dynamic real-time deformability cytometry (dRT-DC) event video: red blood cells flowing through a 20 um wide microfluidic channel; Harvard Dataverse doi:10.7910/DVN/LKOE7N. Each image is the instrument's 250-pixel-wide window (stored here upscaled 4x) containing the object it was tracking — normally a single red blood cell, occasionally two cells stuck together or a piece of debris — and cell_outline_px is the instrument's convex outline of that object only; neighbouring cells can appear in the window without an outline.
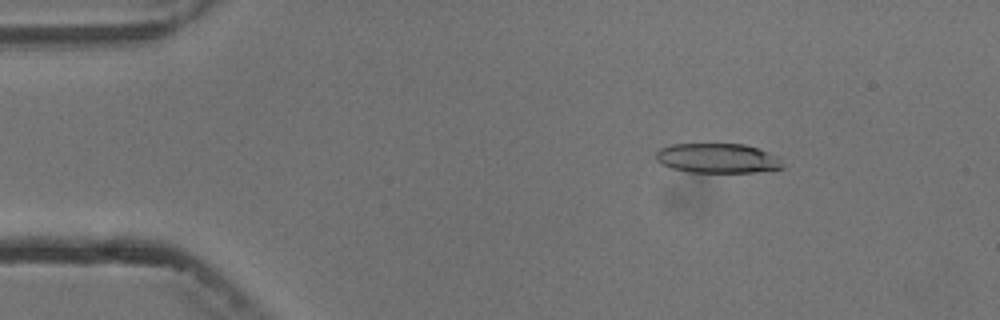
{"species": "common noctule bat (a hibernating species)", "species_latin": "Nyctalus noctula", "temperature_condition": "cold", "stored_images_in_passage": 5, "segment_of_instrument_passage": [2, 2], "camera_frame_rate_fps": 3000, "um_per_image_px": 0.085, "animal": {"sex": "male", "body_mass_g": 13.3}, "frame": {"image": 1, "passage_image": 5, "time_ms": 8.333, "image_size_px": [1000, 320], "cell_outline_px": [[784, 168], [756, 172], [688, 172], [672, 168], [660, 164], [656, 160], [656, 152], [660, 148], [672, 144], [744, 144], [780, 156], [784, 164]], "centroid_in_image_um": [61.01, 13.45], "position_along_channel_um": 24.0, "area_um2": 22.08}}